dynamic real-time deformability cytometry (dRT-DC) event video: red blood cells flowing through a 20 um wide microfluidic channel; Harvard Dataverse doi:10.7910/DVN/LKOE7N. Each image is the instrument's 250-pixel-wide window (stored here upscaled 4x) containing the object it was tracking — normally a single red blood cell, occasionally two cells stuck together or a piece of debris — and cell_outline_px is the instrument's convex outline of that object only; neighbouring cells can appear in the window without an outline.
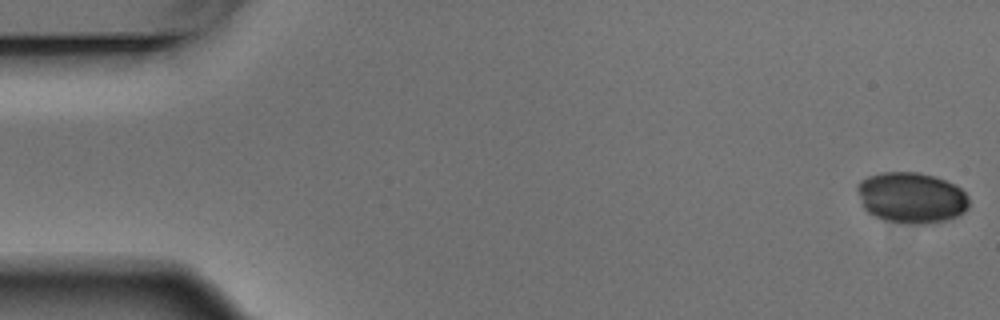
{"species": "Egyptian fruit bat (a non-hibernating species)", "species_latin": "Rousettus aegyptiacus", "temperature_condition": "warm", "stored_images_in_passage": 6, "camera_frame_rate_fps": 3000, "um_per_image_px": 0.085, "animal": {"sex": "male"}, "frame": {"image": 1, "passage_image": 1, "time_ms": 0.0, "image_size_px": [1000, 320], "cell_outline_px": [[968, 208], [964, 212], [956, 216], [944, 220], [924, 224], [912, 224], [884, 220], [868, 212], [864, 208], [856, 188], [856, 184], [860, 180], [868, 176], [880, 172], [920, 172], [936, 176], [956, 184], [968, 196]], "centroid_in_image_um": [77.46, 16.78], "position_along_channel_um": 7.5, "area_um2": 33.29}}